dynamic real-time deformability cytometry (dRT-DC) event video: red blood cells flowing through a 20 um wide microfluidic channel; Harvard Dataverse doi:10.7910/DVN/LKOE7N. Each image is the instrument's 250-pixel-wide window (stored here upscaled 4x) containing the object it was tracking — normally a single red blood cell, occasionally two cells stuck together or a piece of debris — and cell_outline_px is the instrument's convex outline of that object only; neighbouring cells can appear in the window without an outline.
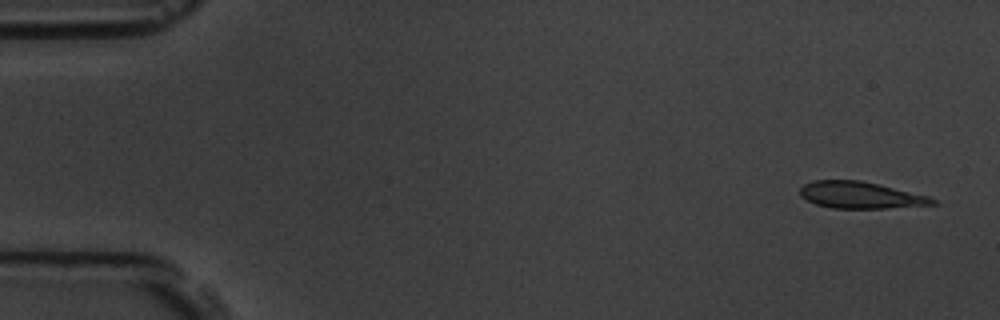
{"species": "common noctule bat (a hibernating species)", "species_latin": "Nyctalus noctula", "temperature_condition": "room temperature", "stored_images_in_passage": 10, "camera_frame_rate_fps": 3000, "um_per_image_px": 0.085, "animal": {"sex": "male", "body_mass_g": 19.5, "forearm_length_mm": 54.6}, "frame": {"image": 1, "passage_image": 1, "time_ms": 0.0, "image_size_px": [1000, 320], "cell_outline_px": [[940, 204], [884, 208], [832, 208], [816, 204], [800, 196], [800, 188], [804, 184], [812, 180], [860, 180], [880, 184], [928, 196], [936, 200]], "centroid_in_image_um": [73.14, 16.58], "position_along_channel_um": 11.9, "area_um2": 20.63}}